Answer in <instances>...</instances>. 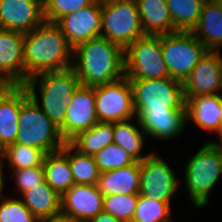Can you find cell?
<instances>
[{"label":"cell","instance_id":"1","mask_svg":"<svg viewBox=\"0 0 222 222\" xmlns=\"http://www.w3.org/2000/svg\"><path fill=\"white\" fill-rule=\"evenodd\" d=\"M70 56L73 48L60 27L44 21L24 37V84L35 75L71 68Z\"/></svg>","mask_w":222,"mask_h":222},{"label":"cell","instance_id":"2","mask_svg":"<svg viewBox=\"0 0 222 222\" xmlns=\"http://www.w3.org/2000/svg\"><path fill=\"white\" fill-rule=\"evenodd\" d=\"M73 57L71 68L81 85L98 87L125 76V49L102 36L76 46Z\"/></svg>","mask_w":222,"mask_h":222},{"label":"cell","instance_id":"3","mask_svg":"<svg viewBox=\"0 0 222 222\" xmlns=\"http://www.w3.org/2000/svg\"><path fill=\"white\" fill-rule=\"evenodd\" d=\"M29 97L21 104L15 143L29 145L42 150L45 154L61 150L66 141L59 128L39 107L36 88L26 87Z\"/></svg>","mask_w":222,"mask_h":222},{"label":"cell","instance_id":"4","mask_svg":"<svg viewBox=\"0 0 222 222\" xmlns=\"http://www.w3.org/2000/svg\"><path fill=\"white\" fill-rule=\"evenodd\" d=\"M135 114L186 113L182 82L163 79H128Z\"/></svg>","mask_w":222,"mask_h":222},{"label":"cell","instance_id":"5","mask_svg":"<svg viewBox=\"0 0 222 222\" xmlns=\"http://www.w3.org/2000/svg\"><path fill=\"white\" fill-rule=\"evenodd\" d=\"M40 81L39 91L44 114L57 126L64 125L67 103L74 91L79 87L80 80L72 69L45 72L33 76L24 84L25 87H36Z\"/></svg>","mask_w":222,"mask_h":222},{"label":"cell","instance_id":"6","mask_svg":"<svg viewBox=\"0 0 222 222\" xmlns=\"http://www.w3.org/2000/svg\"><path fill=\"white\" fill-rule=\"evenodd\" d=\"M186 164L184 181L190 200L195 207H203L222 174L221 146L217 142H207Z\"/></svg>","mask_w":222,"mask_h":222},{"label":"cell","instance_id":"7","mask_svg":"<svg viewBox=\"0 0 222 222\" xmlns=\"http://www.w3.org/2000/svg\"><path fill=\"white\" fill-rule=\"evenodd\" d=\"M144 35L135 0L102 1L100 36L126 49Z\"/></svg>","mask_w":222,"mask_h":222},{"label":"cell","instance_id":"8","mask_svg":"<svg viewBox=\"0 0 222 222\" xmlns=\"http://www.w3.org/2000/svg\"><path fill=\"white\" fill-rule=\"evenodd\" d=\"M163 59L171 78L183 82L208 51L192 32L161 34Z\"/></svg>","mask_w":222,"mask_h":222},{"label":"cell","instance_id":"9","mask_svg":"<svg viewBox=\"0 0 222 222\" xmlns=\"http://www.w3.org/2000/svg\"><path fill=\"white\" fill-rule=\"evenodd\" d=\"M125 76L151 80L170 77L163 59L161 35H144L125 49Z\"/></svg>","mask_w":222,"mask_h":222},{"label":"cell","instance_id":"10","mask_svg":"<svg viewBox=\"0 0 222 222\" xmlns=\"http://www.w3.org/2000/svg\"><path fill=\"white\" fill-rule=\"evenodd\" d=\"M95 105L98 121L115 123L134 119L132 88L126 76L95 87Z\"/></svg>","mask_w":222,"mask_h":222},{"label":"cell","instance_id":"11","mask_svg":"<svg viewBox=\"0 0 222 222\" xmlns=\"http://www.w3.org/2000/svg\"><path fill=\"white\" fill-rule=\"evenodd\" d=\"M140 166L139 194L170 204L178 187L171 167L153 153L140 162Z\"/></svg>","mask_w":222,"mask_h":222},{"label":"cell","instance_id":"12","mask_svg":"<svg viewBox=\"0 0 222 222\" xmlns=\"http://www.w3.org/2000/svg\"><path fill=\"white\" fill-rule=\"evenodd\" d=\"M95 105V87L79 85L67 103L64 125L59 129L63 139L69 142L79 132L98 123Z\"/></svg>","mask_w":222,"mask_h":222},{"label":"cell","instance_id":"13","mask_svg":"<svg viewBox=\"0 0 222 222\" xmlns=\"http://www.w3.org/2000/svg\"><path fill=\"white\" fill-rule=\"evenodd\" d=\"M102 1L61 17L56 24L67 38L70 46H76L101 35Z\"/></svg>","mask_w":222,"mask_h":222},{"label":"cell","instance_id":"14","mask_svg":"<svg viewBox=\"0 0 222 222\" xmlns=\"http://www.w3.org/2000/svg\"><path fill=\"white\" fill-rule=\"evenodd\" d=\"M182 85L185 98L218 94V91H222L220 51L208 50Z\"/></svg>","mask_w":222,"mask_h":222},{"label":"cell","instance_id":"15","mask_svg":"<svg viewBox=\"0 0 222 222\" xmlns=\"http://www.w3.org/2000/svg\"><path fill=\"white\" fill-rule=\"evenodd\" d=\"M44 21L43 0H0V29L26 34Z\"/></svg>","mask_w":222,"mask_h":222},{"label":"cell","instance_id":"16","mask_svg":"<svg viewBox=\"0 0 222 222\" xmlns=\"http://www.w3.org/2000/svg\"><path fill=\"white\" fill-rule=\"evenodd\" d=\"M24 37L0 29V85H24Z\"/></svg>","mask_w":222,"mask_h":222},{"label":"cell","instance_id":"17","mask_svg":"<svg viewBox=\"0 0 222 222\" xmlns=\"http://www.w3.org/2000/svg\"><path fill=\"white\" fill-rule=\"evenodd\" d=\"M103 198L97 184H74L61 196V214L89 222L103 212Z\"/></svg>","mask_w":222,"mask_h":222},{"label":"cell","instance_id":"18","mask_svg":"<svg viewBox=\"0 0 222 222\" xmlns=\"http://www.w3.org/2000/svg\"><path fill=\"white\" fill-rule=\"evenodd\" d=\"M29 97L24 85H0V148L14 144L21 104Z\"/></svg>","mask_w":222,"mask_h":222},{"label":"cell","instance_id":"19","mask_svg":"<svg viewBox=\"0 0 222 222\" xmlns=\"http://www.w3.org/2000/svg\"><path fill=\"white\" fill-rule=\"evenodd\" d=\"M186 120L194 121L204 130L218 134L220 141V122L222 119V96L219 94L185 98Z\"/></svg>","mask_w":222,"mask_h":222},{"label":"cell","instance_id":"20","mask_svg":"<svg viewBox=\"0 0 222 222\" xmlns=\"http://www.w3.org/2000/svg\"><path fill=\"white\" fill-rule=\"evenodd\" d=\"M191 32L208 50L218 51L222 46V0L204 3L198 23Z\"/></svg>","mask_w":222,"mask_h":222},{"label":"cell","instance_id":"21","mask_svg":"<svg viewBox=\"0 0 222 222\" xmlns=\"http://www.w3.org/2000/svg\"><path fill=\"white\" fill-rule=\"evenodd\" d=\"M140 162L122 168L101 172L97 182L99 192L103 196L113 194H139Z\"/></svg>","mask_w":222,"mask_h":222},{"label":"cell","instance_id":"22","mask_svg":"<svg viewBox=\"0 0 222 222\" xmlns=\"http://www.w3.org/2000/svg\"><path fill=\"white\" fill-rule=\"evenodd\" d=\"M24 205L39 220L45 222L61 214V196L44 180L22 194Z\"/></svg>","mask_w":222,"mask_h":222},{"label":"cell","instance_id":"23","mask_svg":"<svg viewBox=\"0 0 222 222\" xmlns=\"http://www.w3.org/2000/svg\"><path fill=\"white\" fill-rule=\"evenodd\" d=\"M145 35L175 32L166 0H135Z\"/></svg>","mask_w":222,"mask_h":222},{"label":"cell","instance_id":"24","mask_svg":"<svg viewBox=\"0 0 222 222\" xmlns=\"http://www.w3.org/2000/svg\"><path fill=\"white\" fill-rule=\"evenodd\" d=\"M137 124L145 135L158 139H172L185 127L186 113L135 114Z\"/></svg>","mask_w":222,"mask_h":222},{"label":"cell","instance_id":"25","mask_svg":"<svg viewBox=\"0 0 222 222\" xmlns=\"http://www.w3.org/2000/svg\"><path fill=\"white\" fill-rule=\"evenodd\" d=\"M45 181L60 196L74 185V179L68 160V142L54 153L46 154L43 160Z\"/></svg>","mask_w":222,"mask_h":222},{"label":"cell","instance_id":"26","mask_svg":"<svg viewBox=\"0 0 222 222\" xmlns=\"http://www.w3.org/2000/svg\"><path fill=\"white\" fill-rule=\"evenodd\" d=\"M69 143L80 153L94 156L114 143L113 123L98 122L90 129L79 132Z\"/></svg>","mask_w":222,"mask_h":222},{"label":"cell","instance_id":"27","mask_svg":"<svg viewBox=\"0 0 222 222\" xmlns=\"http://www.w3.org/2000/svg\"><path fill=\"white\" fill-rule=\"evenodd\" d=\"M175 32H191L198 23L207 0H166Z\"/></svg>","mask_w":222,"mask_h":222},{"label":"cell","instance_id":"28","mask_svg":"<svg viewBox=\"0 0 222 222\" xmlns=\"http://www.w3.org/2000/svg\"><path fill=\"white\" fill-rule=\"evenodd\" d=\"M127 121L113 123L114 143L122 147L136 162H142L151 153L142 156L144 131ZM141 131V132H140Z\"/></svg>","mask_w":222,"mask_h":222},{"label":"cell","instance_id":"29","mask_svg":"<svg viewBox=\"0 0 222 222\" xmlns=\"http://www.w3.org/2000/svg\"><path fill=\"white\" fill-rule=\"evenodd\" d=\"M68 142V160L74 184L95 185L100 177V170L94 157L80 153ZM73 153V154H72Z\"/></svg>","mask_w":222,"mask_h":222},{"label":"cell","instance_id":"30","mask_svg":"<svg viewBox=\"0 0 222 222\" xmlns=\"http://www.w3.org/2000/svg\"><path fill=\"white\" fill-rule=\"evenodd\" d=\"M45 155L46 154L38 148L14 143L3 150L1 157L7 159L9 168L18 170L43 166Z\"/></svg>","mask_w":222,"mask_h":222},{"label":"cell","instance_id":"31","mask_svg":"<svg viewBox=\"0 0 222 222\" xmlns=\"http://www.w3.org/2000/svg\"><path fill=\"white\" fill-rule=\"evenodd\" d=\"M171 206L167 202L139 194L132 222H171Z\"/></svg>","mask_w":222,"mask_h":222},{"label":"cell","instance_id":"32","mask_svg":"<svg viewBox=\"0 0 222 222\" xmlns=\"http://www.w3.org/2000/svg\"><path fill=\"white\" fill-rule=\"evenodd\" d=\"M139 194H113L103 198V212L124 222H132Z\"/></svg>","mask_w":222,"mask_h":222},{"label":"cell","instance_id":"33","mask_svg":"<svg viewBox=\"0 0 222 222\" xmlns=\"http://www.w3.org/2000/svg\"><path fill=\"white\" fill-rule=\"evenodd\" d=\"M93 157L100 172L122 168L136 162L122 147L115 143L106 146Z\"/></svg>","mask_w":222,"mask_h":222},{"label":"cell","instance_id":"34","mask_svg":"<svg viewBox=\"0 0 222 222\" xmlns=\"http://www.w3.org/2000/svg\"><path fill=\"white\" fill-rule=\"evenodd\" d=\"M95 0H43L45 21L56 23L66 14L80 10Z\"/></svg>","mask_w":222,"mask_h":222},{"label":"cell","instance_id":"35","mask_svg":"<svg viewBox=\"0 0 222 222\" xmlns=\"http://www.w3.org/2000/svg\"><path fill=\"white\" fill-rule=\"evenodd\" d=\"M0 222H39L20 199L7 198L0 203Z\"/></svg>","mask_w":222,"mask_h":222},{"label":"cell","instance_id":"36","mask_svg":"<svg viewBox=\"0 0 222 222\" xmlns=\"http://www.w3.org/2000/svg\"><path fill=\"white\" fill-rule=\"evenodd\" d=\"M17 186L22 194L45 180L43 166L13 170Z\"/></svg>","mask_w":222,"mask_h":222},{"label":"cell","instance_id":"37","mask_svg":"<svg viewBox=\"0 0 222 222\" xmlns=\"http://www.w3.org/2000/svg\"><path fill=\"white\" fill-rule=\"evenodd\" d=\"M89 222H124V221L114 218L108 213L101 212L96 217L92 218Z\"/></svg>","mask_w":222,"mask_h":222},{"label":"cell","instance_id":"38","mask_svg":"<svg viewBox=\"0 0 222 222\" xmlns=\"http://www.w3.org/2000/svg\"><path fill=\"white\" fill-rule=\"evenodd\" d=\"M45 222H86V221L77 220L75 218H71V217L65 216L63 214H59V215H56L55 217H53L50 220H47Z\"/></svg>","mask_w":222,"mask_h":222},{"label":"cell","instance_id":"39","mask_svg":"<svg viewBox=\"0 0 222 222\" xmlns=\"http://www.w3.org/2000/svg\"><path fill=\"white\" fill-rule=\"evenodd\" d=\"M3 166L4 164L2 163V159H0V199L3 198L4 194H2L3 186H4V178H3Z\"/></svg>","mask_w":222,"mask_h":222},{"label":"cell","instance_id":"40","mask_svg":"<svg viewBox=\"0 0 222 222\" xmlns=\"http://www.w3.org/2000/svg\"><path fill=\"white\" fill-rule=\"evenodd\" d=\"M222 140V119L220 122V141Z\"/></svg>","mask_w":222,"mask_h":222},{"label":"cell","instance_id":"41","mask_svg":"<svg viewBox=\"0 0 222 222\" xmlns=\"http://www.w3.org/2000/svg\"><path fill=\"white\" fill-rule=\"evenodd\" d=\"M220 146H221V149H222V140L220 141V143H218Z\"/></svg>","mask_w":222,"mask_h":222},{"label":"cell","instance_id":"42","mask_svg":"<svg viewBox=\"0 0 222 222\" xmlns=\"http://www.w3.org/2000/svg\"><path fill=\"white\" fill-rule=\"evenodd\" d=\"M220 60H221V66H222V55H220Z\"/></svg>","mask_w":222,"mask_h":222},{"label":"cell","instance_id":"43","mask_svg":"<svg viewBox=\"0 0 222 222\" xmlns=\"http://www.w3.org/2000/svg\"><path fill=\"white\" fill-rule=\"evenodd\" d=\"M3 150L0 148V156L2 155Z\"/></svg>","mask_w":222,"mask_h":222}]
</instances>
